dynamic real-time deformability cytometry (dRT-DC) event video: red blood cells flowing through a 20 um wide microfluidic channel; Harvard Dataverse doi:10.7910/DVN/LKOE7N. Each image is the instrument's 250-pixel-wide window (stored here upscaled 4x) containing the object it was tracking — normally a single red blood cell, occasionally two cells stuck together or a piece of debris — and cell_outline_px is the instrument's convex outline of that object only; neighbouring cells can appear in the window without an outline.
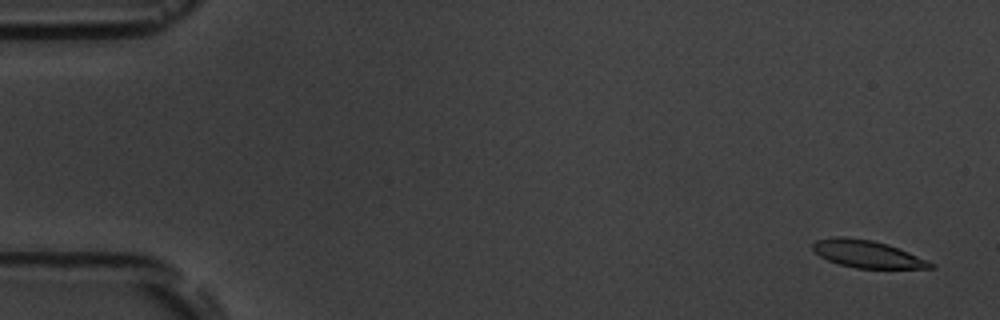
{"species": "common noctule bat (a hibernating species)", "species_latin": "Nyctalus noctula", "temperature_condition": "room temperature", "stored_images_in_passage": 5, "camera_frame_rate_fps": 3000, "um_per_image_px": 0.085, "animal": {"sex": "male", "body_mass_g": 19.5, "forearm_length_mm": 54.6}, "frame": {"image": 1, "passage_image": 1, "time_ms": 0.0, "image_size_px": [1000, 320], "cell_outline_px": [[936, 268], [856, 268], [840, 264], [828, 260], [820, 256], [812, 248], [812, 244], [816, 240], [836, 236], [844, 236], [872, 240], [888, 244], [908, 252], [936, 264]], "centroid_in_image_um": [73.71, 21.58], "position_along_channel_um": 11.3, "area_um2": 18.67}}
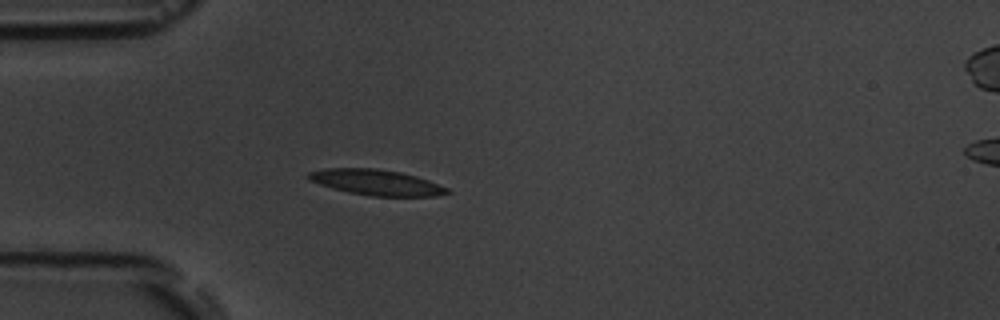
{"frame": {"image": 2, "passage_image": 5, "time_ms": 4.667, "image_size_px": [1000, 320], "cell_outline_px": [[452, 192], [436, 196], [372, 196], [348, 192], [332, 188], [308, 180], [304, 176], [308, 172], [324, 168], [376, 168], [400, 172], [416, 176], [428, 180], [448, 188]], "centroid_in_image_um": [31.95, 15.5], "position_along_channel_um": 53.1, "area_um2": 20.81}}